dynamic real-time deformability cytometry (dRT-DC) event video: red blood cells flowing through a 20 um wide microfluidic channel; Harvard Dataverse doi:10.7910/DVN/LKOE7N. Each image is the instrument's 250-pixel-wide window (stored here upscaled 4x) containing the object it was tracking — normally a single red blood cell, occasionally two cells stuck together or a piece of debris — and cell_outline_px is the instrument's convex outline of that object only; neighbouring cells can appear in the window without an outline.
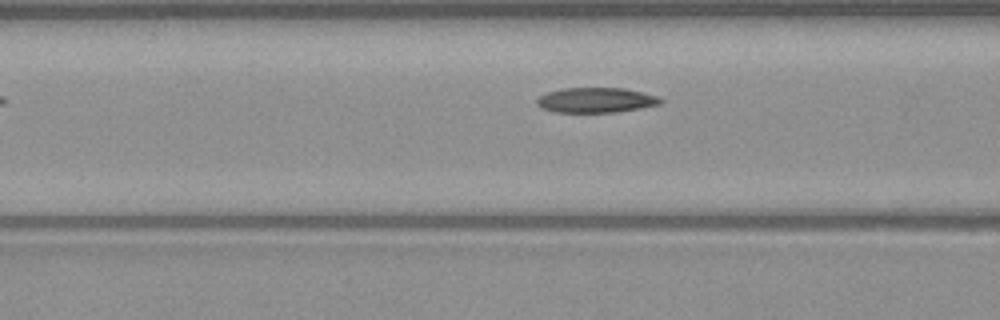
{"species": "common noctule bat (a hibernating species)", "species_latin": "Nyctalus noctula", "temperature_condition": "warm", "stored_images_in_passage": 34, "camera_frame_rate_fps": 3000, "um_per_image_px": 0.085, "animal": {"sex": "male", "body_mass_g": 23.1, "forearm_length_mm": 52.7}, "frame": {"image": 1, "passage_image": 6, "time_ms": 1.667, "image_size_px": [1000, 320], "cell_outline_px": [[664, 100], [660, 104], [640, 108], [616, 112], [552, 112], [536, 104], [536, 100], [540, 96], [548, 92], [564, 88], [624, 88], [656, 96]], "centroid_in_image_um": [50.64, 8.51], "position_along_channel_um": 116.0, "area_um2": 17.86}}
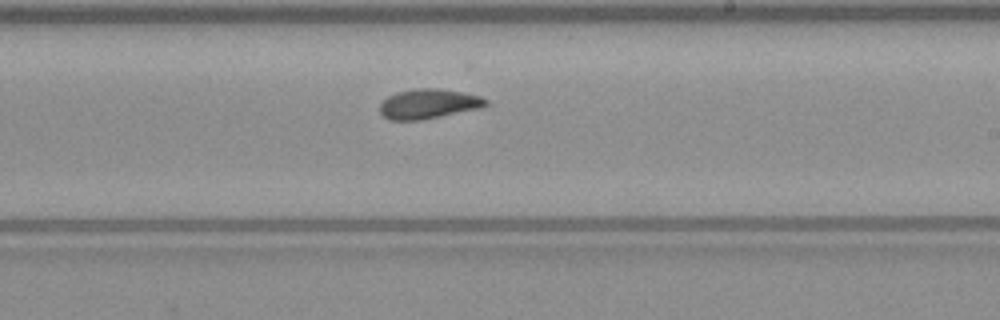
{"frame": {"image": 2, "passage_image": 16, "time_ms": 5.0, "image_size_px": [1000, 320], "cell_outline_px": [[488, 104], [480, 108], [420, 120], [388, 120], [380, 112], [380, 104], [388, 96], [396, 92], [416, 88], [436, 88], [460, 92], [480, 96], [488, 100]], "centroid_in_image_um": [36.4, 8.82], "position_along_channel_um": 252.6, "area_um2": 18.21}}
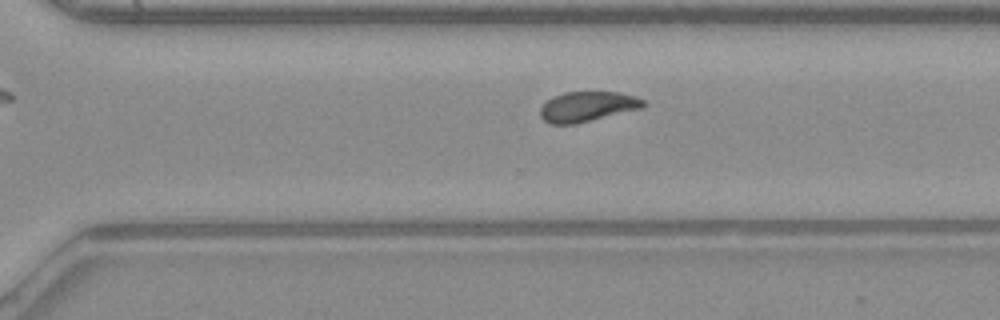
{"frame": {"image": 3, "passage_image": 21, "time_ms": 6.667, "image_size_px": [1000, 320], "cell_outline_px": [[648, 104], [644, 108], [576, 124], [552, 124], [544, 120], [540, 116], [540, 108], [552, 96], [564, 92], [620, 92], [636, 96], [644, 100]], "centroid_in_image_um": [49.98, 9.06], "position_along_channel_um": 320.6, "area_um2": 18.32}, "authors_computed_cell_mechanics": {"area_um2": 18.2648, "velocity_mm_per_s": 4.0936, "shape_relaxation_time_tau1_ms": 8.2792, "shape_relaxation_time_tau2_ms": 2.5242, "deformation_change_tau1": 0.2269, "deformation_change_tau2": 0.0838}}